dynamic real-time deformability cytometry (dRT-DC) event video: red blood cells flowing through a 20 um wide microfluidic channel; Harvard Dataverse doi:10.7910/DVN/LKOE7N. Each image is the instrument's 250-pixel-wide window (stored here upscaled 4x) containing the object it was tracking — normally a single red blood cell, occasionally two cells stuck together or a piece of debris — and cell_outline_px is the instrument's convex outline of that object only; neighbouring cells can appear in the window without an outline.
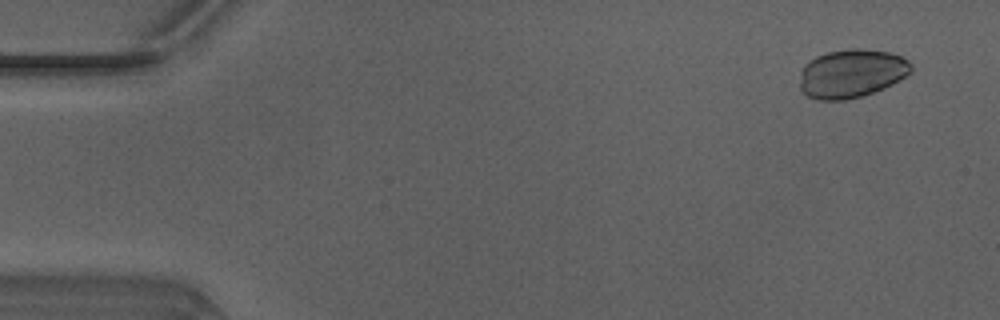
{"species": "Egyptian fruit bat (a non-hibernating species)", "species_latin": "Rousettus aegyptiacus", "temperature_condition": "warm", "stored_images_in_passage": 18, "camera_frame_rate_fps": 3000, "um_per_image_px": 0.085, "animal": {"sex": "male"}, "frame": {"image": 1, "passage_image": 3, "time_ms": 0.667, "image_size_px": [1000, 320], "cell_outline_px": [[912, 72], [892, 84], [884, 88], [860, 96], [844, 100], [820, 100], [808, 96], [800, 88], [800, 72], [804, 64], [808, 60], [816, 56], [828, 52], [852, 48], [856, 48], [888, 52], [900, 56], [908, 60], [912, 64]], "centroid_in_image_um": [72.37, 6.24], "position_along_channel_um": 12.6, "area_um2": 31.44}}
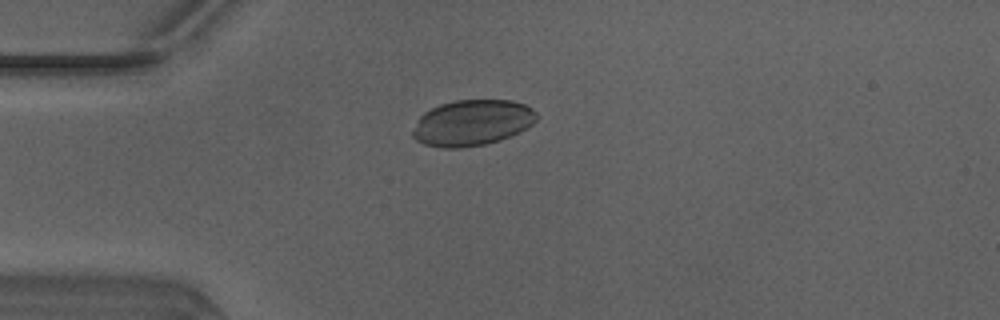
{"frame": {"image": 2, "passage_image": 13, "time_ms": 4.0, "image_size_px": [1000, 320], "cell_outline_px": [[536, 120], [532, 124], [520, 132], [500, 140], [484, 144], [460, 148], [444, 148], [424, 144], [416, 140], [412, 136], [412, 132], [420, 116], [424, 112], [440, 104], [456, 100], [512, 100], [524, 104], [532, 108], [536, 112]], "centroid_in_image_um": [40.13, 10.43], "position_along_channel_um": 44.9, "area_um2": 33.06}}